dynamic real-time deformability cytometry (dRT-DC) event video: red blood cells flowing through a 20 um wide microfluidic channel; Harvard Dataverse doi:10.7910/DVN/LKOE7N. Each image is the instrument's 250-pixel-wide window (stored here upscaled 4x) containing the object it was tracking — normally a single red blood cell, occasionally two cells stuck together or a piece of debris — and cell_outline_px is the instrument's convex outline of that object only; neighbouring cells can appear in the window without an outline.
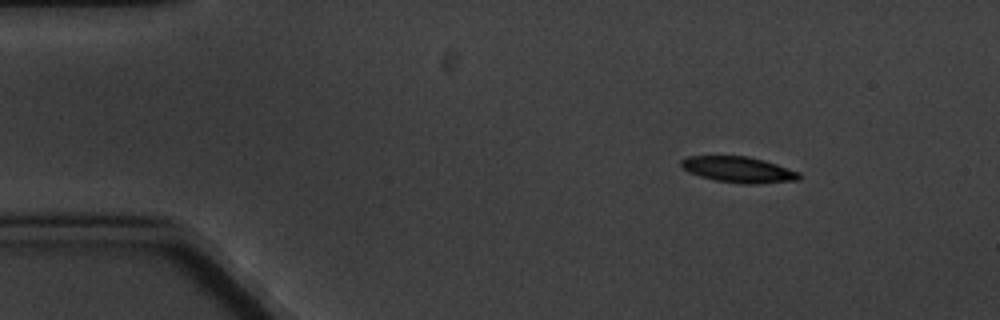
{"species": "common noctule bat (a hibernating species)", "species_latin": "Nyctalus noctula", "temperature_condition": "cold", "stored_images_in_passage": 5, "camera_frame_rate_fps": 3000, "um_per_image_px": 0.085, "animal": {"sex": "male", "body_mass_g": 20.1, "forearm_length_mm": 53.5}, "frame": {"image": 1, "passage_image": 2, "time_ms": 1.0, "image_size_px": [1000, 320], "cell_outline_px": [[800, 180], [756, 184], [744, 184], [716, 180], [700, 176], [688, 172], [680, 164], [680, 160], [688, 156], [748, 156], [764, 160], [800, 172]], "centroid_in_image_um": [62.79, 14.41], "position_along_channel_um": 22.2, "area_um2": 17.8}}